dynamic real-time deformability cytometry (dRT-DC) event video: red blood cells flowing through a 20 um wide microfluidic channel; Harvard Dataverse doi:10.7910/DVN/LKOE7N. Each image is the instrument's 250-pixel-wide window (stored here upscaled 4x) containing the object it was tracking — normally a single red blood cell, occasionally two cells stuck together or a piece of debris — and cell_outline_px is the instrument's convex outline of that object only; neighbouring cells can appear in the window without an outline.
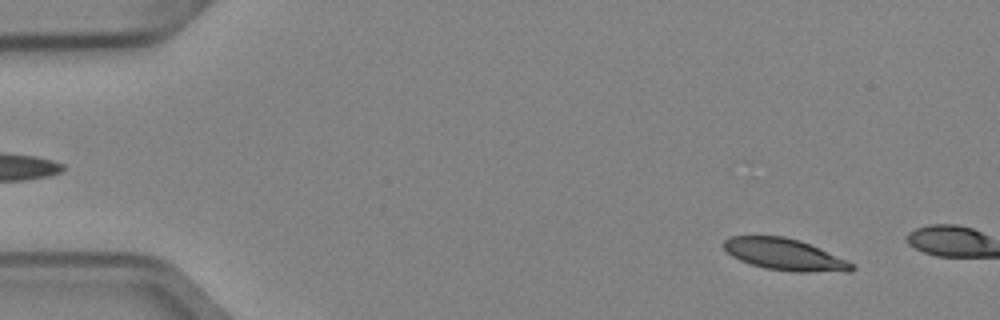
{"species": "Egyptian fruit bat (a non-hibernating species)", "species_latin": "Rousettus aegyptiacus", "temperature_condition": "cold", "stored_images_in_passage": 3, "camera_frame_rate_fps": 3000, "um_per_image_px": 0.085, "animal": {"sex": "female"}, "frame": {"image": 1, "passage_image": 1, "time_ms": 0.0, "image_size_px": [1000, 320], "cell_outline_px": [[856, 268], [852, 272], [792, 272], [764, 268], [740, 260], [732, 256], [724, 248], [724, 240], [728, 236], [784, 236], [800, 240], [844, 260], [852, 264]], "centroid_in_image_um": [66.67, 21.64], "position_along_channel_um": 18.3, "area_um2": 23.41}}